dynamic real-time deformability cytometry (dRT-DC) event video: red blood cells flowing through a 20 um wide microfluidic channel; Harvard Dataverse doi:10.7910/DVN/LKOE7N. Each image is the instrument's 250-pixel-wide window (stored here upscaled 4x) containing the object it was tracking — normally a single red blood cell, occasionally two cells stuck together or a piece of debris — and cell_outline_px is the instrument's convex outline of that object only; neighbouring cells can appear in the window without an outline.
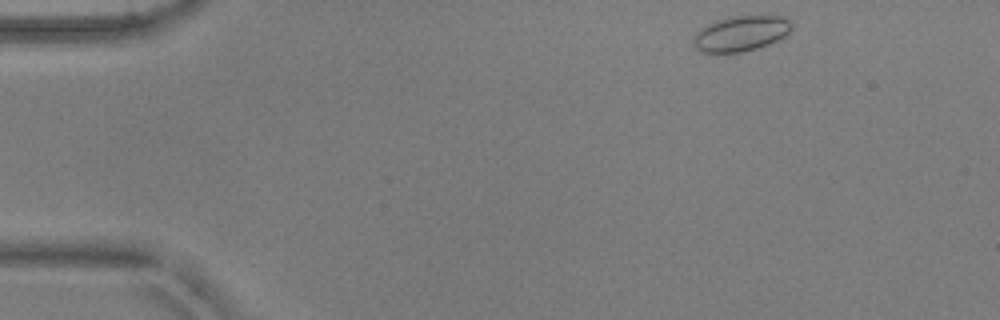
{"species": "common noctule bat (a hibernating species)", "species_latin": "Nyctalus noctula", "temperature_condition": "warm", "stored_images_in_passage": 47, "camera_frame_rate_fps": 3000, "um_per_image_px": 0.085, "animal": {"sex": "male", "body_mass_g": 17.9, "forearm_length_mm": 54.2}, "frame": {"image": 1, "passage_image": 1, "time_ms": 0.0, "image_size_px": [1000, 320], "cell_outline_px": [[792, 28], [784, 36], [768, 44], [756, 48], [740, 52], [700, 52], [696, 48], [696, 36], [700, 28], [716, 20], [736, 16], [780, 16], [788, 20], [792, 24]], "centroid_in_image_um": [63.0, 2.84], "position_along_channel_um": 22.0, "area_um2": 19.65}}
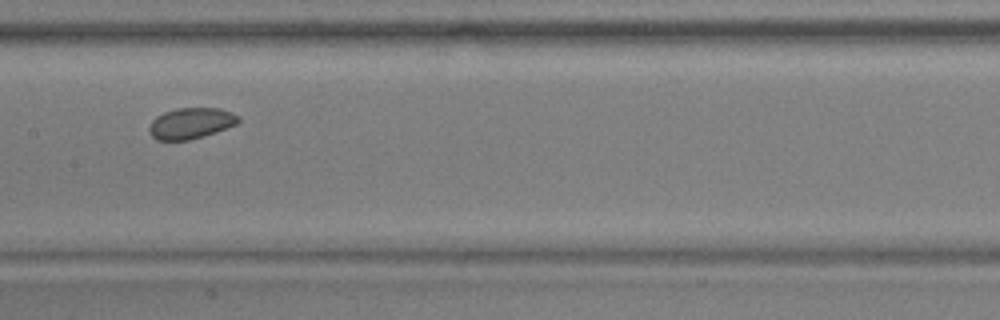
{"frame": {"image": 2, "passage_image": 21, "time_ms": 6.667, "image_size_px": [1000, 320], "cell_outline_px": [[240, 120], [236, 124], [188, 140], [156, 140], [148, 132], [148, 128], [152, 120], [156, 116], [164, 112], [176, 108], [220, 108], [232, 112], [240, 116]], "centroid_in_image_um": [16.19, 10.46], "position_along_channel_um": 191.2, "area_um2": 15.95}}
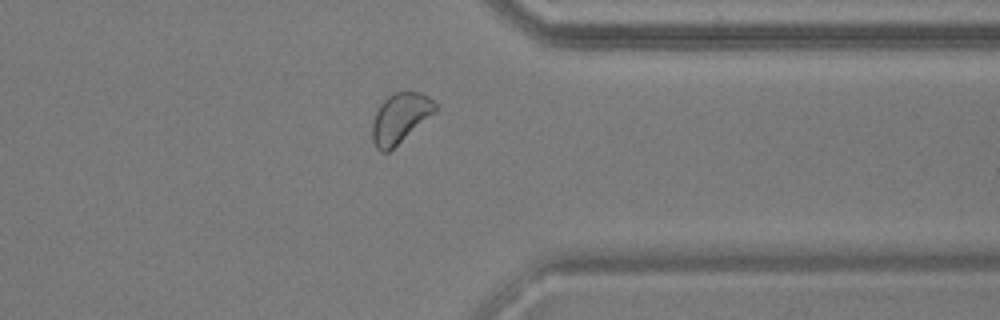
{"frame": {"image": 3, "passage_image": 36, "time_ms": 11.667, "image_size_px": [1000, 320], "cell_outline_px": [[440, 108], [388, 152], [380, 152], [376, 148], [372, 140], [372, 120], [380, 104], [392, 92], [420, 92], [428, 96], [440, 104]], "centroid_in_image_um": [34.03, 10.01], "position_along_channel_um": 377.4, "area_um2": 18.44}, "authors_computed_cell_mechanics": {"area_um2": 17.4556, "velocity_mm_per_s": 3.8142, "shape_relaxation_time_tau1_ms": null, "shape_relaxation_time_tau2_ms": 5.5493, "deformation_change_tau1": null, "deformation_change_tau2": 0.0723}}